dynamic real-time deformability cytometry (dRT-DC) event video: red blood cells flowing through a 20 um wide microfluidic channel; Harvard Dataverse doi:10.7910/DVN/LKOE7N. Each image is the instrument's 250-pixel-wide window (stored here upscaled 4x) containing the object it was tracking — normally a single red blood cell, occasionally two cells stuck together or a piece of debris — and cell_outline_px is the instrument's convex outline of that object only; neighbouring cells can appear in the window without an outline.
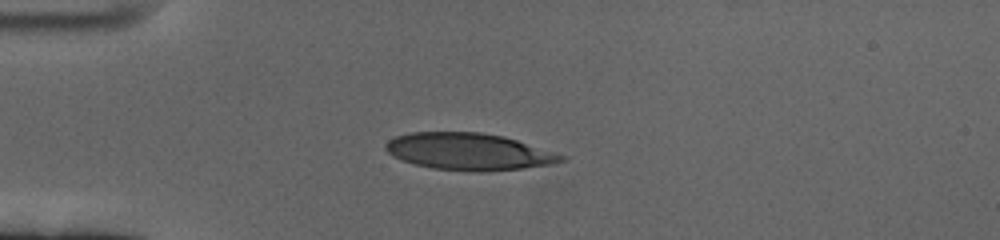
{"species": "human", "species_latin": "Homo sapiens", "temperature_condition": "cold", "stored_images_in_passage": 45, "camera_frame_rate_fps": 3000, "um_per_image_px": 0.085, "donor": {"sex": "female"}, "frame": {"image": 1, "passage_image": 1, "time_ms": 0.0, "image_size_px": [1000, 240], "cell_outline_px": [[568, 160], [552, 164], [524, 168], [480, 172], [472, 172], [432, 168], [416, 164], [392, 156], [384, 148], [384, 144], [388, 140], [396, 136], [412, 132], [480, 132], [504, 136], [568, 156]], "centroid_in_image_um": [39.88, 12.89], "position_along_channel_um": 45.1, "area_um2": 37.97}}
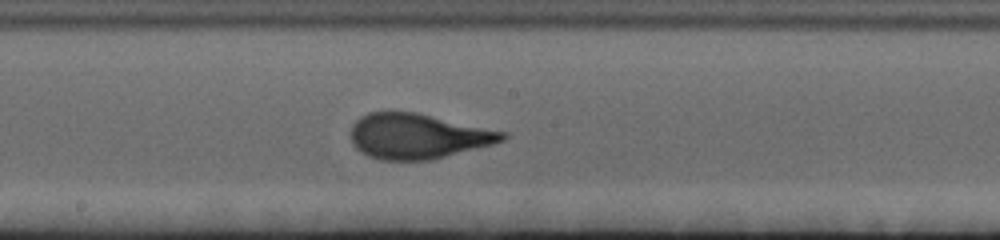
{"frame": {"image": 2, "passage_image": 18, "time_ms": 5.667, "image_size_px": [1000, 240], "cell_outline_px": [[508, 136], [504, 140], [492, 144], [432, 160], [380, 160], [368, 156], [360, 152], [352, 144], [352, 124], [360, 116], [368, 112], [416, 112], [508, 132]], "centroid_in_image_um": [35.51, 11.58], "position_along_channel_um": 212.7, "area_um2": 40.0}}
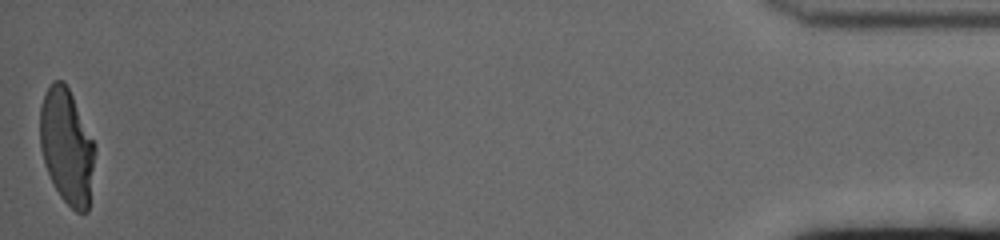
{"frame": {"image": 3, "passage_image": 45, "time_ms": 14.667, "image_size_px": [1000, 240], "cell_outline_px": [[96, 152], [88, 212], [76, 212], [60, 196], [44, 164], [40, 148], [40, 104], [44, 92], [52, 80], [64, 80], [72, 96], [96, 148]], "centroid_in_image_um": [5.67, 12.43], "position_along_channel_um": 429.5, "area_um2": 36.82}, "authors_computed_cell_mechanics": {"area_um2": 38.8994, "velocity_mm_per_s": 3.3772, "shape_relaxation_time_tau1_ms": 4.4531, "shape_relaxation_time_tau2_ms": null, "deformation_change_tau1": 0.2195, "deformation_change_tau2": null}}